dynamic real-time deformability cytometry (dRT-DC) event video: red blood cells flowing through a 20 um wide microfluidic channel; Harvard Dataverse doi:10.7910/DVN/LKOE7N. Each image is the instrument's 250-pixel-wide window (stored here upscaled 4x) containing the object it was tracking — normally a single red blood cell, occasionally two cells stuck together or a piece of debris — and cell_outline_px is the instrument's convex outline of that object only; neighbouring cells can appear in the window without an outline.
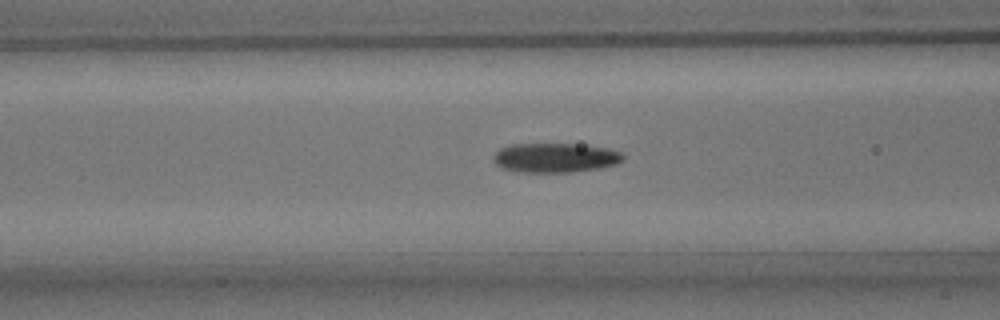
{"species": "common noctule bat (a hibernating species)", "species_latin": "Nyctalus noctula", "temperature_condition": "room temperature", "stored_images_in_passage": 39, "camera_frame_rate_fps": 3000, "um_per_image_px": 0.085, "animal": {"sex": "male", "body_mass_g": 15.6}, "frame": {"image": 1, "passage_image": 8, "time_ms": 2.333, "image_size_px": [1000, 320], "cell_outline_px": [[624, 160], [616, 164], [596, 168], [568, 172], [516, 172], [500, 168], [496, 164], [496, 152], [500, 148], [512, 144], [572, 144], [604, 148], [620, 152], [624, 156]], "centroid_in_image_um": [47.16, 13.41], "position_along_channel_um": 119.4, "area_um2": 21.85}}
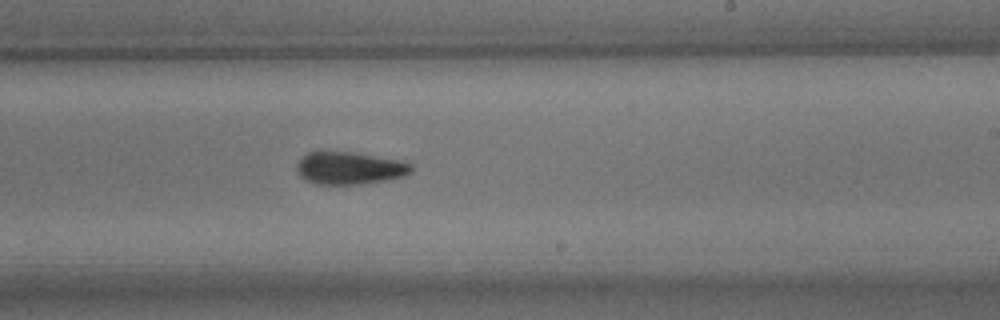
{"frame": {"image": 2, "passage_image": 19, "time_ms": 6.0, "image_size_px": [1000, 320], "cell_outline_px": [[412, 172], [404, 176], [384, 180], [360, 184], [316, 184], [304, 180], [300, 176], [296, 168], [296, 164], [308, 152], [320, 148], [356, 152], [400, 160], [412, 164]], "centroid_in_image_um": [29.66, 14.24], "position_along_channel_um": 259.3, "area_um2": 22.37}}
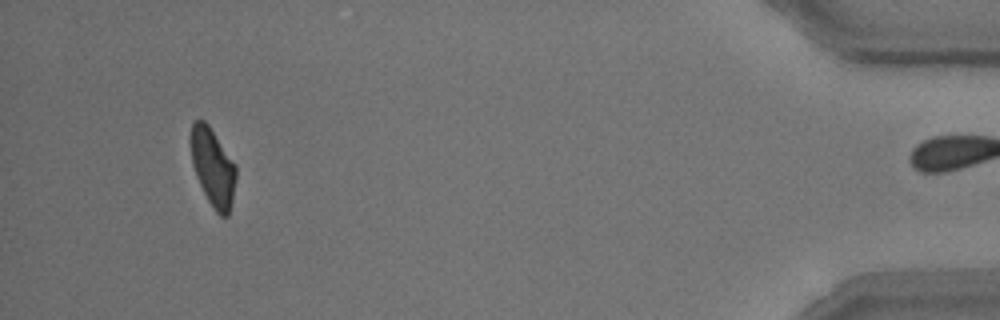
{"frame": {"image": 3, "passage_image": 37, "time_ms": 12.0, "image_size_px": [1000, 320], "cell_outline_px": [[236, 180], [232, 200], [228, 216], [220, 216], [216, 212], [208, 200], [196, 176], [192, 164], [192, 124], [196, 120], [204, 120], [208, 124], [236, 164]], "centroid_in_image_um": [18.12, 14.24], "position_along_channel_um": 417.1, "area_um2": 20.17}, "authors_computed_cell_mechanics": {"area_um2": 21.964, "velocity_mm_per_s": 3.819, "shape_relaxation_time_tau1_ms": 4.0394, "shape_relaxation_time_tau2_ms": 3.132, "deformation_change_tau1": 0.1479, "deformation_change_tau2": 0.0977}}